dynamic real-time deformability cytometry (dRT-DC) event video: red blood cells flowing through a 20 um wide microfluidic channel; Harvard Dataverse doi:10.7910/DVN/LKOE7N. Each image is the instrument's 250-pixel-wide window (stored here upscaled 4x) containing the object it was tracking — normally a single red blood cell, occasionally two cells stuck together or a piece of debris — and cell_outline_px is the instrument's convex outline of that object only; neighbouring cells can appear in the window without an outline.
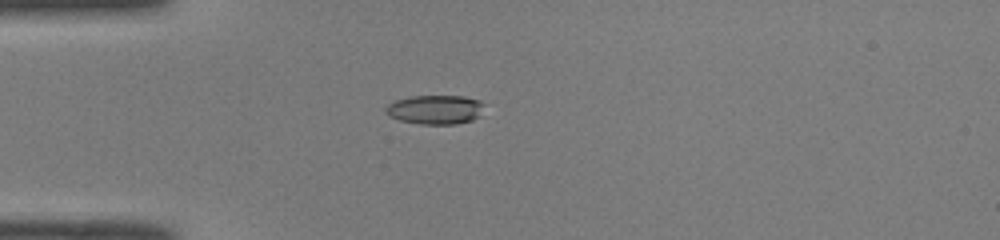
{"species": "common noctule bat (a hibernating species)", "species_latin": "Nyctalus noctula", "temperature_condition": "room temperature", "stored_images_in_passage": 47, "camera_frame_rate_fps": 3000, "um_per_image_px": 0.085, "animal": {"sex": "male", "body_mass_g": 19.0, "forearm_length_mm": 50.8}, "frame": {"image": 1, "passage_image": 11, "time_ms": 3.333, "image_size_px": [1000, 240], "cell_outline_px": [[484, 104], [480, 116], [472, 120], [456, 124], [420, 124], [400, 120], [388, 116], [384, 112], [384, 108], [388, 104], [396, 100], [412, 96], [464, 96], [480, 100]], "centroid_in_image_um": [36.99, 9.31], "position_along_channel_um": 48.0, "area_um2": 16.88}}
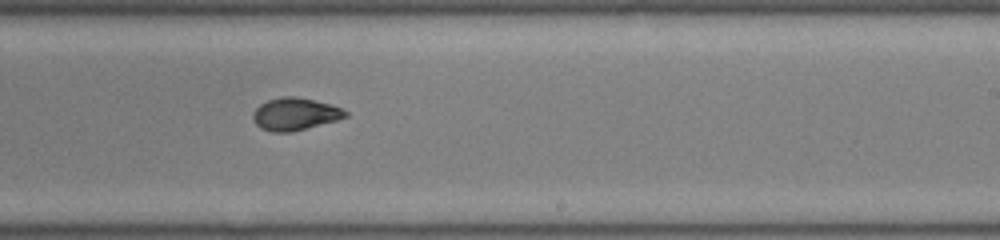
{"frame": {"image": 2, "passage_image": 28, "time_ms": 9.0, "image_size_px": [1000, 240], "cell_outline_px": [[348, 116], [336, 120], [292, 132], [272, 132], [260, 128], [252, 120], [252, 112], [260, 104], [268, 100], [280, 96], [296, 96], [332, 104], [348, 112]], "centroid_in_image_um": [25.04, 9.69], "position_along_channel_um": 264.0, "area_um2": 17.57}}
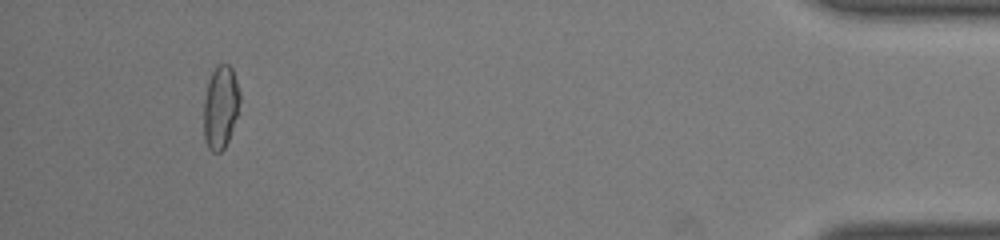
{"frame": {"image": 3, "passage_image": 44, "time_ms": 14.333, "image_size_px": [1000, 240], "cell_outline_px": [[240, 100], [236, 116], [228, 140], [224, 148], [220, 152], [212, 152], [208, 148], [204, 140], [204, 100], [208, 80], [216, 64], [228, 64], [232, 68], [240, 92]], "centroid_in_image_um": [18.73, 9.09], "position_along_channel_um": 416.5, "area_um2": 17.46}, "authors_computed_cell_mechanics": {"area_um2": 17.3978, "velocity_mm_per_s": 4.0916, "shape_relaxation_time_tau1_ms": 4.0965, "shape_relaxation_time_tau2_ms": 1.6745, "deformation_change_tau1": 0.1787, "deformation_change_tau2": 0.0643}}